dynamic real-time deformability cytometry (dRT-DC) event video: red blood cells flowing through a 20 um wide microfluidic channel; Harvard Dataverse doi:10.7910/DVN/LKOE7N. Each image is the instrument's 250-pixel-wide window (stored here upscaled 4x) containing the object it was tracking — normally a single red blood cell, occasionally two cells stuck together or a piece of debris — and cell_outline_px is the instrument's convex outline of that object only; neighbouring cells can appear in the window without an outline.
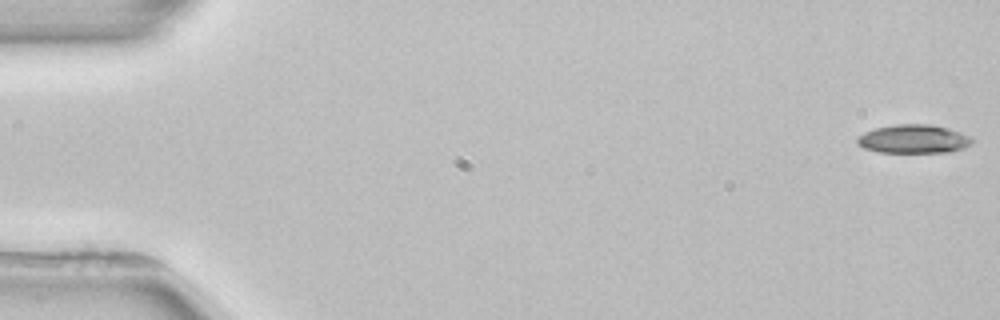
{"species": "common noctule bat (a hibernating species)", "species_latin": "Nyctalus noctula", "temperature_condition": "room temperature", "stored_images_in_passage": 5, "camera_frame_rate_fps": 3000, "um_per_image_px": 0.085, "animal": {"sex": "female", "body_mass_g": 22.7, "forearm_length_mm": 54.2}, "frame": {"image": 1, "passage_image": 1, "time_ms": 0.0, "image_size_px": [1000, 320], "cell_outline_px": [[972, 144], [964, 148], [948, 152], [880, 152], [864, 148], [856, 140], [856, 136], [864, 132], [876, 128], [896, 124], [932, 124], [948, 128], [960, 132], [968, 136], [972, 140]], "centroid_in_image_um": [77.65, 11.81], "position_along_channel_um": 7.4, "area_um2": 19.07}}
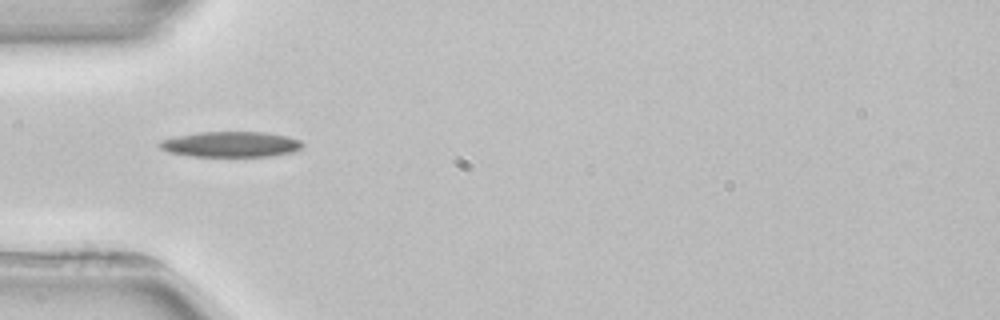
{"frame": {"image": 2, "passage_image": 4, "time_ms": 5.333, "image_size_px": [1000, 320], "cell_outline_px": [[304, 144], [300, 148], [292, 152], [272, 156], [192, 156], [168, 152], [160, 148], [156, 144], [160, 140], [200, 132], [264, 132], [288, 136], [300, 140]], "centroid_in_image_um": [19.62, 12.26], "position_along_channel_um": 65.4, "area_um2": 21.15}}